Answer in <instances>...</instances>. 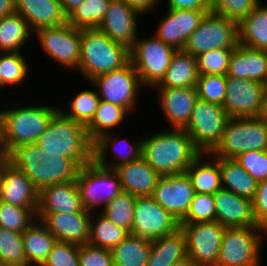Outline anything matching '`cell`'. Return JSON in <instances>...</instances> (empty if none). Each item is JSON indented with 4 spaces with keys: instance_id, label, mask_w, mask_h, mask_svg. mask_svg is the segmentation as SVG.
I'll return each mask as SVG.
<instances>
[{
    "instance_id": "1",
    "label": "cell",
    "mask_w": 267,
    "mask_h": 266,
    "mask_svg": "<svg viewBox=\"0 0 267 266\" xmlns=\"http://www.w3.org/2000/svg\"><path fill=\"white\" fill-rule=\"evenodd\" d=\"M142 138V158L160 176L185 172L201 154L184 129L168 126Z\"/></svg>"
},
{
    "instance_id": "2",
    "label": "cell",
    "mask_w": 267,
    "mask_h": 266,
    "mask_svg": "<svg viewBox=\"0 0 267 266\" xmlns=\"http://www.w3.org/2000/svg\"><path fill=\"white\" fill-rule=\"evenodd\" d=\"M6 159L21 170L38 191L49 185L76 180L81 168L68 157L43 153L35 143L15 148Z\"/></svg>"
},
{
    "instance_id": "3",
    "label": "cell",
    "mask_w": 267,
    "mask_h": 266,
    "mask_svg": "<svg viewBox=\"0 0 267 266\" xmlns=\"http://www.w3.org/2000/svg\"><path fill=\"white\" fill-rule=\"evenodd\" d=\"M15 104L16 108L2 109L0 151L4 158L21 145L36 143L59 110L58 104Z\"/></svg>"
},
{
    "instance_id": "4",
    "label": "cell",
    "mask_w": 267,
    "mask_h": 266,
    "mask_svg": "<svg viewBox=\"0 0 267 266\" xmlns=\"http://www.w3.org/2000/svg\"><path fill=\"white\" fill-rule=\"evenodd\" d=\"M78 76L88 83L96 76L122 68L130 62V49L111 40L98 28L81 29Z\"/></svg>"
},
{
    "instance_id": "5",
    "label": "cell",
    "mask_w": 267,
    "mask_h": 266,
    "mask_svg": "<svg viewBox=\"0 0 267 266\" xmlns=\"http://www.w3.org/2000/svg\"><path fill=\"white\" fill-rule=\"evenodd\" d=\"M43 153L58 154L74 160L80 167L92 160L93 143L86 127L58 110L35 143Z\"/></svg>"
},
{
    "instance_id": "6",
    "label": "cell",
    "mask_w": 267,
    "mask_h": 266,
    "mask_svg": "<svg viewBox=\"0 0 267 266\" xmlns=\"http://www.w3.org/2000/svg\"><path fill=\"white\" fill-rule=\"evenodd\" d=\"M255 150H267V122L261 117L229 118L220 143L210 154L235 158Z\"/></svg>"
},
{
    "instance_id": "7",
    "label": "cell",
    "mask_w": 267,
    "mask_h": 266,
    "mask_svg": "<svg viewBox=\"0 0 267 266\" xmlns=\"http://www.w3.org/2000/svg\"><path fill=\"white\" fill-rule=\"evenodd\" d=\"M266 235L260 226L226 228L216 266H261Z\"/></svg>"
},
{
    "instance_id": "8",
    "label": "cell",
    "mask_w": 267,
    "mask_h": 266,
    "mask_svg": "<svg viewBox=\"0 0 267 266\" xmlns=\"http://www.w3.org/2000/svg\"><path fill=\"white\" fill-rule=\"evenodd\" d=\"M76 184L85 210L100 212L122 192L117 172L91 160L79 170Z\"/></svg>"
},
{
    "instance_id": "9",
    "label": "cell",
    "mask_w": 267,
    "mask_h": 266,
    "mask_svg": "<svg viewBox=\"0 0 267 266\" xmlns=\"http://www.w3.org/2000/svg\"><path fill=\"white\" fill-rule=\"evenodd\" d=\"M130 50V61L136 70L143 88L151 89L164 78L176 51L154 34L140 37ZM148 87V88H147Z\"/></svg>"
},
{
    "instance_id": "10",
    "label": "cell",
    "mask_w": 267,
    "mask_h": 266,
    "mask_svg": "<svg viewBox=\"0 0 267 266\" xmlns=\"http://www.w3.org/2000/svg\"><path fill=\"white\" fill-rule=\"evenodd\" d=\"M228 119L222 106L198 98L184 130L201 153H211L220 143Z\"/></svg>"
},
{
    "instance_id": "11",
    "label": "cell",
    "mask_w": 267,
    "mask_h": 266,
    "mask_svg": "<svg viewBox=\"0 0 267 266\" xmlns=\"http://www.w3.org/2000/svg\"><path fill=\"white\" fill-rule=\"evenodd\" d=\"M238 44V24L210 11L190 35L184 50L196 57L210 50L235 49Z\"/></svg>"
},
{
    "instance_id": "12",
    "label": "cell",
    "mask_w": 267,
    "mask_h": 266,
    "mask_svg": "<svg viewBox=\"0 0 267 266\" xmlns=\"http://www.w3.org/2000/svg\"><path fill=\"white\" fill-rule=\"evenodd\" d=\"M90 83L101 100L121 106L129 113H134L138 107L140 89L146 90L131 61L120 69L96 76Z\"/></svg>"
},
{
    "instance_id": "13",
    "label": "cell",
    "mask_w": 267,
    "mask_h": 266,
    "mask_svg": "<svg viewBox=\"0 0 267 266\" xmlns=\"http://www.w3.org/2000/svg\"><path fill=\"white\" fill-rule=\"evenodd\" d=\"M34 34L47 58L60 63L64 69L78 71L81 55V29L68 23L38 29Z\"/></svg>"
},
{
    "instance_id": "14",
    "label": "cell",
    "mask_w": 267,
    "mask_h": 266,
    "mask_svg": "<svg viewBox=\"0 0 267 266\" xmlns=\"http://www.w3.org/2000/svg\"><path fill=\"white\" fill-rule=\"evenodd\" d=\"M186 238L187 255L195 266H216L225 227L217 221L180 223Z\"/></svg>"
},
{
    "instance_id": "15",
    "label": "cell",
    "mask_w": 267,
    "mask_h": 266,
    "mask_svg": "<svg viewBox=\"0 0 267 266\" xmlns=\"http://www.w3.org/2000/svg\"><path fill=\"white\" fill-rule=\"evenodd\" d=\"M180 229V222L152 196L136 197L131 234L147 240L170 235Z\"/></svg>"
},
{
    "instance_id": "16",
    "label": "cell",
    "mask_w": 267,
    "mask_h": 266,
    "mask_svg": "<svg viewBox=\"0 0 267 266\" xmlns=\"http://www.w3.org/2000/svg\"><path fill=\"white\" fill-rule=\"evenodd\" d=\"M267 85L248 79L227 77L223 108L229 118L260 117Z\"/></svg>"
},
{
    "instance_id": "17",
    "label": "cell",
    "mask_w": 267,
    "mask_h": 266,
    "mask_svg": "<svg viewBox=\"0 0 267 266\" xmlns=\"http://www.w3.org/2000/svg\"><path fill=\"white\" fill-rule=\"evenodd\" d=\"M195 191L186 172L161 176L154 191L153 199L179 222L189 211Z\"/></svg>"
},
{
    "instance_id": "18",
    "label": "cell",
    "mask_w": 267,
    "mask_h": 266,
    "mask_svg": "<svg viewBox=\"0 0 267 266\" xmlns=\"http://www.w3.org/2000/svg\"><path fill=\"white\" fill-rule=\"evenodd\" d=\"M141 16L124 0H111L106 15L97 28L114 42L131 50L138 38V19Z\"/></svg>"
},
{
    "instance_id": "19",
    "label": "cell",
    "mask_w": 267,
    "mask_h": 266,
    "mask_svg": "<svg viewBox=\"0 0 267 266\" xmlns=\"http://www.w3.org/2000/svg\"><path fill=\"white\" fill-rule=\"evenodd\" d=\"M211 10H176L166 8V15L153 33L167 45L183 50L190 35L199 27L201 20Z\"/></svg>"
},
{
    "instance_id": "20",
    "label": "cell",
    "mask_w": 267,
    "mask_h": 266,
    "mask_svg": "<svg viewBox=\"0 0 267 266\" xmlns=\"http://www.w3.org/2000/svg\"><path fill=\"white\" fill-rule=\"evenodd\" d=\"M40 220L53 234L56 241L81 246L88 243L90 235L91 212L36 213Z\"/></svg>"
},
{
    "instance_id": "21",
    "label": "cell",
    "mask_w": 267,
    "mask_h": 266,
    "mask_svg": "<svg viewBox=\"0 0 267 266\" xmlns=\"http://www.w3.org/2000/svg\"><path fill=\"white\" fill-rule=\"evenodd\" d=\"M39 191L32 181L6 158L0 161V201L14 206L38 208Z\"/></svg>"
},
{
    "instance_id": "22",
    "label": "cell",
    "mask_w": 267,
    "mask_h": 266,
    "mask_svg": "<svg viewBox=\"0 0 267 266\" xmlns=\"http://www.w3.org/2000/svg\"><path fill=\"white\" fill-rule=\"evenodd\" d=\"M117 135L120 136L119 132H111L100 136L93 142L92 160L98 165L115 169L142 157V137L134 138L136 140L130 143L131 140L126 137L118 138ZM110 153H113L111 156H113L114 161L108 159L109 156L107 155Z\"/></svg>"
},
{
    "instance_id": "23",
    "label": "cell",
    "mask_w": 267,
    "mask_h": 266,
    "mask_svg": "<svg viewBox=\"0 0 267 266\" xmlns=\"http://www.w3.org/2000/svg\"><path fill=\"white\" fill-rule=\"evenodd\" d=\"M158 107L171 128L184 129L198 99L196 88H154Z\"/></svg>"
},
{
    "instance_id": "24",
    "label": "cell",
    "mask_w": 267,
    "mask_h": 266,
    "mask_svg": "<svg viewBox=\"0 0 267 266\" xmlns=\"http://www.w3.org/2000/svg\"><path fill=\"white\" fill-rule=\"evenodd\" d=\"M216 221L225 228L258 226L252 201L221 188L214 194Z\"/></svg>"
},
{
    "instance_id": "25",
    "label": "cell",
    "mask_w": 267,
    "mask_h": 266,
    "mask_svg": "<svg viewBox=\"0 0 267 266\" xmlns=\"http://www.w3.org/2000/svg\"><path fill=\"white\" fill-rule=\"evenodd\" d=\"M226 76L254 80L267 85V50L238 44L230 57Z\"/></svg>"
},
{
    "instance_id": "26",
    "label": "cell",
    "mask_w": 267,
    "mask_h": 266,
    "mask_svg": "<svg viewBox=\"0 0 267 266\" xmlns=\"http://www.w3.org/2000/svg\"><path fill=\"white\" fill-rule=\"evenodd\" d=\"M76 180L49 185L39 191L36 213L84 211Z\"/></svg>"
},
{
    "instance_id": "27",
    "label": "cell",
    "mask_w": 267,
    "mask_h": 266,
    "mask_svg": "<svg viewBox=\"0 0 267 266\" xmlns=\"http://www.w3.org/2000/svg\"><path fill=\"white\" fill-rule=\"evenodd\" d=\"M16 12L27 21L33 33L67 23L60 0H16Z\"/></svg>"
},
{
    "instance_id": "28",
    "label": "cell",
    "mask_w": 267,
    "mask_h": 266,
    "mask_svg": "<svg viewBox=\"0 0 267 266\" xmlns=\"http://www.w3.org/2000/svg\"><path fill=\"white\" fill-rule=\"evenodd\" d=\"M121 182L123 192L133 196H152L160 175L142 158L114 169Z\"/></svg>"
},
{
    "instance_id": "29",
    "label": "cell",
    "mask_w": 267,
    "mask_h": 266,
    "mask_svg": "<svg viewBox=\"0 0 267 266\" xmlns=\"http://www.w3.org/2000/svg\"><path fill=\"white\" fill-rule=\"evenodd\" d=\"M185 172L195 193L215 194L222 188L218 157L210 153H201Z\"/></svg>"
},
{
    "instance_id": "30",
    "label": "cell",
    "mask_w": 267,
    "mask_h": 266,
    "mask_svg": "<svg viewBox=\"0 0 267 266\" xmlns=\"http://www.w3.org/2000/svg\"><path fill=\"white\" fill-rule=\"evenodd\" d=\"M198 71L195 56L176 50L164 78L153 88H196Z\"/></svg>"
},
{
    "instance_id": "31",
    "label": "cell",
    "mask_w": 267,
    "mask_h": 266,
    "mask_svg": "<svg viewBox=\"0 0 267 266\" xmlns=\"http://www.w3.org/2000/svg\"><path fill=\"white\" fill-rule=\"evenodd\" d=\"M239 44L267 50V1H259L252 12L238 24Z\"/></svg>"
},
{
    "instance_id": "32",
    "label": "cell",
    "mask_w": 267,
    "mask_h": 266,
    "mask_svg": "<svg viewBox=\"0 0 267 266\" xmlns=\"http://www.w3.org/2000/svg\"><path fill=\"white\" fill-rule=\"evenodd\" d=\"M22 237L28 265L41 266L56 242L55 237L37 219L22 232Z\"/></svg>"
},
{
    "instance_id": "33",
    "label": "cell",
    "mask_w": 267,
    "mask_h": 266,
    "mask_svg": "<svg viewBox=\"0 0 267 266\" xmlns=\"http://www.w3.org/2000/svg\"><path fill=\"white\" fill-rule=\"evenodd\" d=\"M221 185L238 196L253 200L258 182L253 179L234 158H219Z\"/></svg>"
},
{
    "instance_id": "34",
    "label": "cell",
    "mask_w": 267,
    "mask_h": 266,
    "mask_svg": "<svg viewBox=\"0 0 267 266\" xmlns=\"http://www.w3.org/2000/svg\"><path fill=\"white\" fill-rule=\"evenodd\" d=\"M34 33L27 21L17 12L0 18V53L22 52ZM31 37V38H30Z\"/></svg>"
},
{
    "instance_id": "35",
    "label": "cell",
    "mask_w": 267,
    "mask_h": 266,
    "mask_svg": "<svg viewBox=\"0 0 267 266\" xmlns=\"http://www.w3.org/2000/svg\"><path fill=\"white\" fill-rule=\"evenodd\" d=\"M129 115L125 108L100 100L92 122L86 127L90 141L93 143L102 135L116 132L115 129L125 123Z\"/></svg>"
},
{
    "instance_id": "36",
    "label": "cell",
    "mask_w": 267,
    "mask_h": 266,
    "mask_svg": "<svg viewBox=\"0 0 267 266\" xmlns=\"http://www.w3.org/2000/svg\"><path fill=\"white\" fill-rule=\"evenodd\" d=\"M151 251V241L129 235L115 246L111 252L114 266H147Z\"/></svg>"
},
{
    "instance_id": "37",
    "label": "cell",
    "mask_w": 267,
    "mask_h": 266,
    "mask_svg": "<svg viewBox=\"0 0 267 266\" xmlns=\"http://www.w3.org/2000/svg\"><path fill=\"white\" fill-rule=\"evenodd\" d=\"M128 235L127 230L114 224L101 211L91 212L89 244L112 250Z\"/></svg>"
},
{
    "instance_id": "38",
    "label": "cell",
    "mask_w": 267,
    "mask_h": 266,
    "mask_svg": "<svg viewBox=\"0 0 267 266\" xmlns=\"http://www.w3.org/2000/svg\"><path fill=\"white\" fill-rule=\"evenodd\" d=\"M89 84L94 89L80 90L76 96L68 100V110L70 109V111H67V107L59 108L66 117L85 127L92 122L101 100L95 87L91 83Z\"/></svg>"
},
{
    "instance_id": "39",
    "label": "cell",
    "mask_w": 267,
    "mask_h": 266,
    "mask_svg": "<svg viewBox=\"0 0 267 266\" xmlns=\"http://www.w3.org/2000/svg\"><path fill=\"white\" fill-rule=\"evenodd\" d=\"M0 89L23 87L31 70L22 52L0 53ZM23 84V85H22Z\"/></svg>"
},
{
    "instance_id": "40",
    "label": "cell",
    "mask_w": 267,
    "mask_h": 266,
    "mask_svg": "<svg viewBox=\"0 0 267 266\" xmlns=\"http://www.w3.org/2000/svg\"><path fill=\"white\" fill-rule=\"evenodd\" d=\"M111 0H85L67 16L75 28H97L106 15Z\"/></svg>"
},
{
    "instance_id": "41",
    "label": "cell",
    "mask_w": 267,
    "mask_h": 266,
    "mask_svg": "<svg viewBox=\"0 0 267 266\" xmlns=\"http://www.w3.org/2000/svg\"><path fill=\"white\" fill-rule=\"evenodd\" d=\"M187 257L186 238L181 229L151 241L149 259L181 260Z\"/></svg>"
},
{
    "instance_id": "42",
    "label": "cell",
    "mask_w": 267,
    "mask_h": 266,
    "mask_svg": "<svg viewBox=\"0 0 267 266\" xmlns=\"http://www.w3.org/2000/svg\"><path fill=\"white\" fill-rule=\"evenodd\" d=\"M136 196L128 192H121L111 200L101 211L105 216L119 227L129 233L132 231Z\"/></svg>"
},
{
    "instance_id": "43",
    "label": "cell",
    "mask_w": 267,
    "mask_h": 266,
    "mask_svg": "<svg viewBox=\"0 0 267 266\" xmlns=\"http://www.w3.org/2000/svg\"><path fill=\"white\" fill-rule=\"evenodd\" d=\"M0 262L8 266H29L22 233L0 227Z\"/></svg>"
},
{
    "instance_id": "44",
    "label": "cell",
    "mask_w": 267,
    "mask_h": 266,
    "mask_svg": "<svg viewBox=\"0 0 267 266\" xmlns=\"http://www.w3.org/2000/svg\"><path fill=\"white\" fill-rule=\"evenodd\" d=\"M37 208L14 206L0 201V227L22 233L36 219Z\"/></svg>"
},
{
    "instance_id": "45",
    "label": "cell",
    "mask_w": 267,
    "mask_h": 266,
    "mask_svg": "<svg viewBox=\"0 0 267 266\" xmlns=\"http://www.w3.org/2000/svg\"><path fill=\"white\" fill-rule=\"evenodd\" d=\"M233 50L215 49L197 55L198 75H226Z\"/></svg>"
},
{
    "instance_id": "46",
    "label": "cell",
    "mask_w": 267,
    "mask_h": 266,
    "mask_svg": "<svg viewBox=\"0 0 267 266\" xmlns=\"http://www.w3.org/2000/svg\"><path fill=\"white\" fill-rule=\"evenodd\" d=\"M226 85V75H198L196 85L198 98L223 106Z\"/></svg>"
},
{
    "instance_id": "47",
    "label": "cell",
    "mask_w": 267,
    "mask_h": 266,
    "mask_svg": "<svg viewBox=\"0 0 267 266\" xmlns=\"http://www.w3.org/2000/svg\"><path fill=\"white\" fill-rule=\"evenodd\" d=\"M260 0H211V11L239 24Z\"/></svg>"
},
{
    "instance_id": "48",
    "label": "cell",
    "mask_w": 267,
    "mask_h": 266,
    "mask_svg": "<svg viewBox=\"0 0 267 266\" xmlns=\"http://www.w3.org/2000/svg\"><path fill=\"white\" fill-rule=\"evenodd\" d=\"M216 221L214 194L195 193L186 216L180 223H199Z\"/></svg>"
},
{
    "instance_id": "49",
    "label": "cell",
    "mask_w": 267,
    "mask_h": 266,
    "mask_svg": "<svg viewBox=\"0 0 267 266\" xmlns=\"http://www.w3.org/2000/svg\"><path fill=\"white\" fill-rule=\"evenodd\" d=\"M234 159L258 183L267 179V150L247 151Z\"/></svg>"
},
{
    "instance_id": "50",
    "label": "cell",
    "mask_w": 267,
    "mask_h": 266,
    "mask_svg": "<svg viewBox=\"0 0 267 266\" xmlns=\"http://www.w3.org/2000/svg\"><path fill=\"white\" fill-rule=\"evenodd\" d=\"M41 266H79L78 245L56 241Z\"/></svg>"
},
{
    "instance_id": "51",
    "label": "cell",
    "mask_w": 267,
    "mask_h": 266,
    "mask_svg": "<svg viewBox=\"0 0 267 266\" xmlns=\"http://www.w3.org/2000/svg\"><path fill=\"white\" fill-rule=\"evenodd\" d=\"M79 266H114L112 252L89 243L78 246Z\"/></svg>"
},
{
    "instance_id": "52",
    "label": "cell",
    "mask_w": 267,
    "mask_h": 266,
    "mask_svg": "<svg viewBox=\"0 0 267 266\" xmlns=\"http://www.w3.org/2000/svg\"><path fill=\"white\" fill-rule=\"evenodd\" d=\"M252 206L257 225L267 230V179L258 183Z\"/></svg>"
},
{
    "instance_id": "53",
    "label": "cell",
    "mask_w": 267,
    "mask_h": 266,
    "mask_svg": "<svg viewBox=\"0 0 267 266\" xmlns=\"http://www.w3.org/2000/svg\"><path fill=\"white\" fill-rule=\"evenodd\" d=\"M166 8L176 10H211V0H165Z\"/></svg>"
},
{
    "instance_id": "54",
    "label": "cell",
    "mask_w": 267,
    "mask_h": 266,
    "mask_svg": "<svg viewBox=\"0 0 267 266\" xmlns=\"http://www.w3.org/2000/svg\"><path fill=\"white\" fill-rule=\"evenodd\" d=\"M124 1L133 9L138 11L142 15V17H144L147 15L148 12L151 13V10L155 12L158 3L160 5L161 0H124Z\"/></svg>"
},
{
    "instance_id": "55",
    "label": "cell",
    "mask_w": 267,
    "mask_h": 266,
    "mask_svg": "<svg viewBox=\"0 0 267 266\" xmlns=\"http://www.w3.org/2000/svg\"><path fill=\"white\" fill-rule=\"evenodd\" d=\"M16 12V0H0V18Z\"/></svg>"
},
{
    "instance_id": "56",
    "label": "cell",
    "mask_w": 267,
    "mask_h": 266,
    "mask_svg": "<svg viewBox=\"0 0 267 266\" xmlns=\"http://www.w3.org/2000/svg\"><path fill=\"white\" fill-rule=\"evenodd\" d=\"M85 0H60L63 13L67 17L74 9H76Z\"/></svg>"
},
{
    "instance_id": "57",
    "label": "cell",
    "mask_w": 267,
    "mask_h": 266,
    "mask_svg": "<svg viewBox=\"0 0 267 266\" xmlns=\"http://www.w3.org/2000/svg\"><path fill=\"white\" fill-rule=\"evenodd\" d=\"M179 260L148 259L147 266H171Z\"/></svg>"
},
{
    "instance_id": "58",
    "label": "cell",
    "mask_w": 267,
    "mask_h": 266,
    "mask_svg": "<svg viewBox=\"0 0 267 266\" xmlns=\"http://www.w3.org/2000/svg\"><path fill=\"white\" fill-rule=\"evenodd\" d=\"M171 266H195V265L194 262L189 257H187L173 263Z\"/></svg>"
},
{
    "instance_id": "59",
    "label": "cell",
    "mask_w": 267,
    "mask_h": 266,
    "mask_svg": "<svg viewBox=\"0 0 267 266\" xmlns=\"http://www.w3.org/2000/svg\"><path fill=\"white\" fill-rule=\"evenodd\" d=\"M267 122V89L264 95L263 110L260 115Z\"/></svg>"
},
{
    "instance_id": "60",
    "label": "cell",
    "mask_w": 267,
    "mask_h": 266,
    "mask_svg": "<svg viewBox=\"0 0 267 266\" xmlns=\"http://www.w3.org/2000/svg\"><path fill=\"white\" fill-rule=\"evenodd\" d=\"M1 121H2V108L0 109V133H1Z\"/></svg>"
},
{
    "instance_id": "61",
    "label": "cell",
    "mask_w": 267,
    "mask_h": 266,
    "mask_svg": "<svg viewBox=\"0 0 267 266\" xmlns=\"http://www.w3.org/2000/svg\"><path fill=\"white\" fill-rule=\"evenodd\" d=\"M3 158H4V157L2 156L1 151H0V161H1Z\"/></svg>"
},
{
    "instance_id": "62",
    "label": "cell",
    "mask_w": 267,
    "mask_h": 266,
    "mask_svg": "<svg viewBox=\"0 0 267 266\" xmlns=\"http://www.w3.org/2000/svg\"><path fill=\"white\" fill-rule=\"evenodd\" d=\"M0 266H8V265H6V264H3V263H1V262H0Z\"/></svg>"
}]
</instances>
